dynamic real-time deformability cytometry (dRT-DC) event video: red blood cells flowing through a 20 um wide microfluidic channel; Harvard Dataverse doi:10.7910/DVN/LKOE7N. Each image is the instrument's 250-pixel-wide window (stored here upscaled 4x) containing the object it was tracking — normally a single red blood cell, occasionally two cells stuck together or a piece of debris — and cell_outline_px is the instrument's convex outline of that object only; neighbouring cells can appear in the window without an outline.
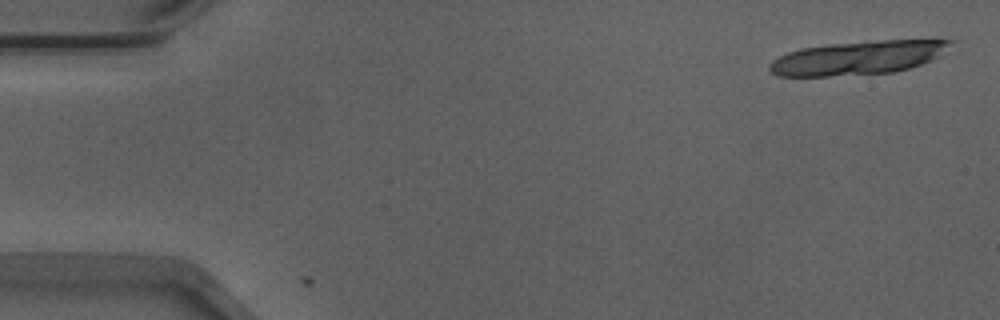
{"species": "Egyptian fruit bat (a non-hibernating species)", "species_latin": "Rousettus aegyptiacus", "temperature_condition": "warm", "stored_images_in_passage": 3, "camera_frame_rate_fps": 3000, "um_per_image_px": 0.085, "animal": {"sex": "male"}, "frame": {"image": 1, "passage_image": 2, "time_ms": 0.333, "image_size_px": [1000, 320], "cell_outline_px": [[956, 40], [932, 60], [908, 68], [892, 72], [828, 76], [776, 76], [768, 68], [768, 64], [772, 60], [788, 52], [800, 48], [828, 44], [868, 40]], "centroid_in_image_um": [72.86, 4.9], "position_along_channel_um": 12.1, "area_um2": 35.32}}